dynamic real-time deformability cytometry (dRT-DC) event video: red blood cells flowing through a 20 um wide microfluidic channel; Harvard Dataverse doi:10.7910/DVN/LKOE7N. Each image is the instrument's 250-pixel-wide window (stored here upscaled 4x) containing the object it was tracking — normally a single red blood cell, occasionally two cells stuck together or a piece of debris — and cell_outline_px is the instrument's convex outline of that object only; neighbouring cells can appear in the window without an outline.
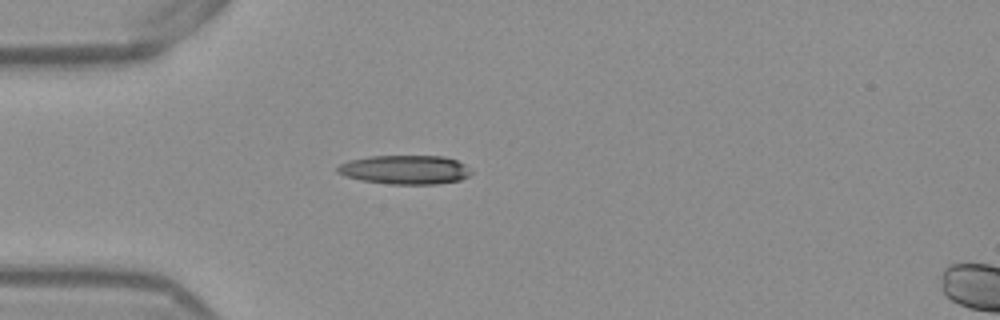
{"species": "Egyptian fruit bat (a non-hibernating species)", "species_latin": "Rousettus aegyptiacus", "temperature_condition": "warm", "stored_images_in_passage": 39, "camera_frame_rate_fps": 3000, "um_per_image_px": 0.085, "frame": {"image": 1, "passage_image": 1, "time_ms": 0.0, "image_size_px": [1000, 320], "cell_outline_px": [[472, 172], [468, 176], [460, 180], [436, 184], [388, 184], [360, 180], [344, 176], [336, 172], [336, 168], [340, 164], [348, 160], [368, 156], [444, 156], [456, 160], [472, 168]], "centroid_in_image_um": [34.42, 14.42], "position_along_channel_um": 50.6, "area_um2": 22.83}}
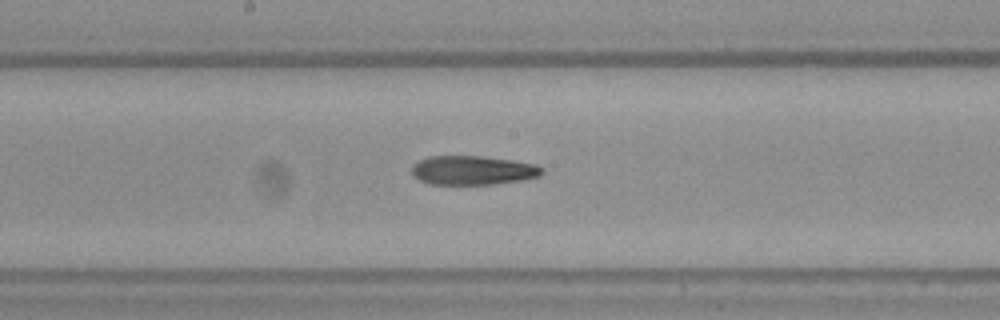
{"frame": {"image": 2, "passage_image": 14, "time_ms": 4.333, "image_size_px": [1000, 320], "cell_outline_px": [[544, 172], [540, 176], [524, 180], [492, 184], [428, 184], [420, 180], [412, 172], [412, 164], [428, 156], [484, 156], [512, 160], [536, 164], [544, 168]], "centroid_in_image_um": [40.23, 14.47], "position_along_channel_um": 208.0, "area_um2": 22.2}}
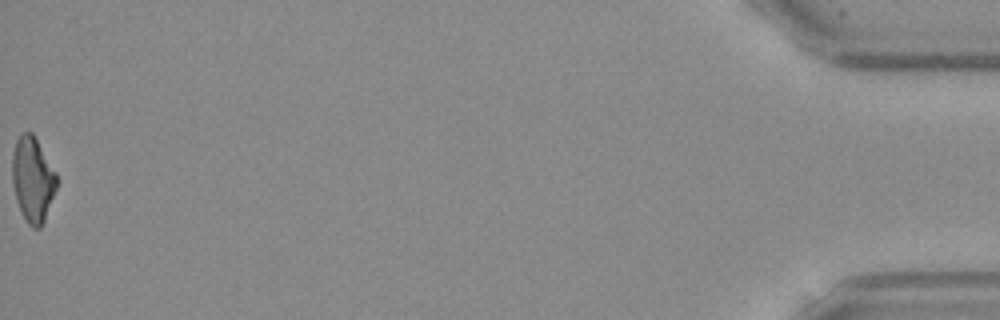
{"frame": {"image": 3, "passage_image": 39, "time_ms": 12.667, "image_size_px": [1000, 320], "cell_outline_px": [[60, 180], [44, 220], [40, 228], [32, 228], [28, 224], [16, 200], [12, 184], [12, 152], [16, 140], [20, 132], [32, 132], [56, 172]], "centroid_in_image_um": [2.78, 15.22], "position_along_channel_um": 432.4, "area_um2": 22.2}, "authors_computed_cell_mechanics": {"area_um2": 22.6576, "velocity_mm_per_s": 3.8927, "shape_relaxation_time_tau1_ms": null, "shape_relaxation_time_tau2_ms": 8.0131, "deformation_change_tau1": null, "deformation_change_tau2": 0.2198}}